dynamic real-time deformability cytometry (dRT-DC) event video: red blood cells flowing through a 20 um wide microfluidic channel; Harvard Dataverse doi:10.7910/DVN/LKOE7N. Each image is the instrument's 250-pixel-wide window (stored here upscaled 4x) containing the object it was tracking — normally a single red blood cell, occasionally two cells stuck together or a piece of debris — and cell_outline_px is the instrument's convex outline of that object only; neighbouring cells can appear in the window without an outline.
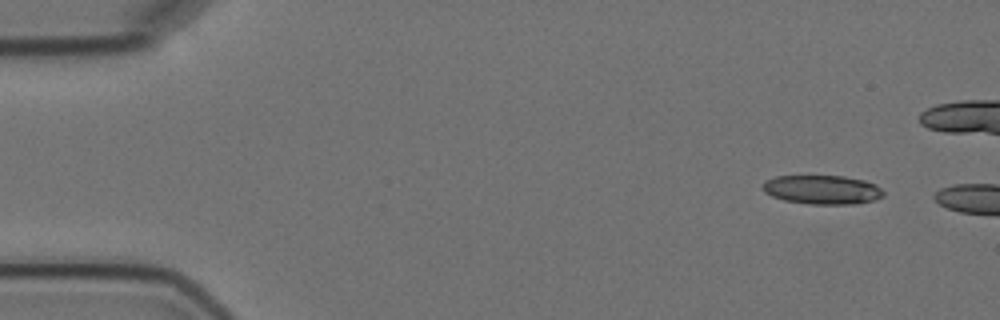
{"species": "Egyptian fruit bat (a non-hibernating species)", "species_latin": "Rousettus aegyptiacus", "temperature_condition": "cold", "stored_images_in_passage": 4, "camera_frame_rate_fps": 3000, "um_per_image_px": 0.085, "animal": {"sex": "female"}, "frame": {"image": 1, "passage_image": 1, "time_ms": 0.0, "image_size_px": [1000, 320], "cell_outline_px": [[884, 196], [876, 200], [856, 204], [808, 204], [784, 200], [772, 196], [764, 192], [764, 180], [776, 176], [844, 176], [864, 180], [876, 184], [884, 192]], "centroid_in_image_um": [69.92, 16.13], "position_along_channel_um": 15.1, "area_um2": 20.52}}